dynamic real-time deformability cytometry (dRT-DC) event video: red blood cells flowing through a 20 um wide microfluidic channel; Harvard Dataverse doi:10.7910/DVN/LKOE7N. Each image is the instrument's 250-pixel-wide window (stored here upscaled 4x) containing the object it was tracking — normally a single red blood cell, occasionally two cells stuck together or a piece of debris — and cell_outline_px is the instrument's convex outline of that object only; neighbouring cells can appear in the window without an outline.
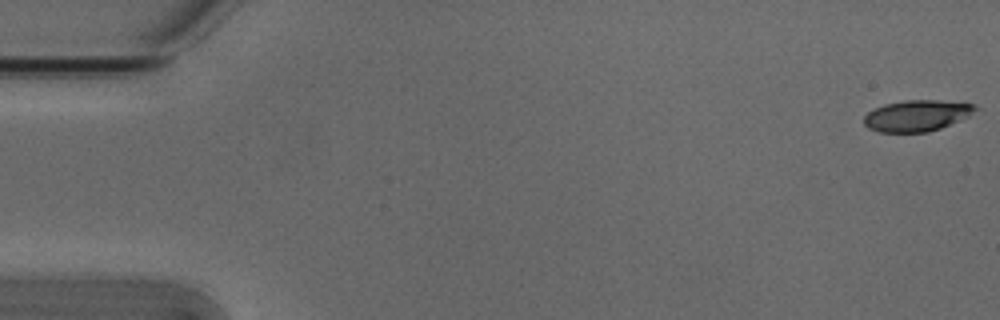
{"species": "Egyptian fruit bat (a non-hibernating species)", "species_latin": "Rousettus aegyptiacus", "temperature_condition": "cold", "stored_images_in_passage": 12, "camera_frame_rate_fps": 3000, "um_per_image_px": 0.085, "animal": {"sex": "male"}, "frame": {"image": 1, "passage_image": 1, "time_ms": 0.0, "image_size_px": [1000, 320], "cell_outline_px": [[980, 108], [968, 116], [940, 128], [928, 132], [880, 132], [868, 128], [864, 124], [864, 116], [868, 112], [884, 104], [908, 100], [940, 100], [976, 104]], "centroid_in_image_um": [77.95, 9.82], "position_along_channel_um": 7.1, "area_um2": 20.17}}